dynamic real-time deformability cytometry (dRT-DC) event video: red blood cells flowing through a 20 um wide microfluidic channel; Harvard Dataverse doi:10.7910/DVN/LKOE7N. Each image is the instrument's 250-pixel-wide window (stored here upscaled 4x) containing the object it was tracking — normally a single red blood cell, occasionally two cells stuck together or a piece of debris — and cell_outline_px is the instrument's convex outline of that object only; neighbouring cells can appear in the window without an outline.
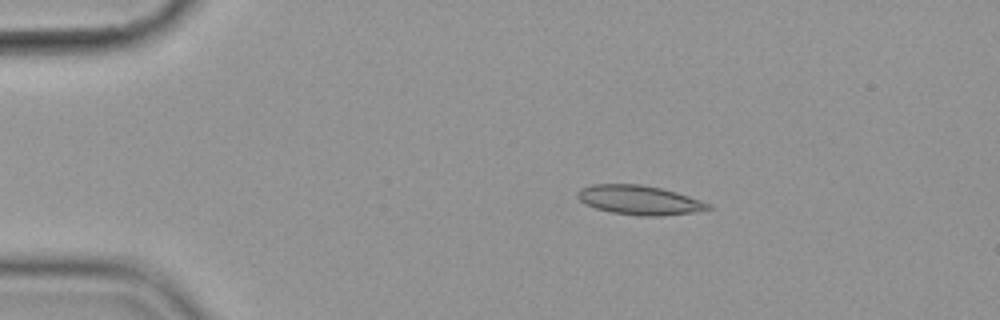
{"species": "common noctule bat (a hibernating species)", "species_latin": "Nyctalus noctula", "temperature_condition": "cold", "stored_images_in_passage": 4, "camera_frame_rate_fps": 3000, "um_per_image_px": 0.085, "animal": {"sex": "female", "body_mass_g": 19.9}, "frame": {"image": 1, "passage_image": 3, "time_ms": 2.333, "image_size_px": [1000, 320], "cell_outline_px": [[716, 208], [692, 212], [664, 216], [636, 216], [612, 212], [596, 208], [584, 204], [576, 196], [576, 192], [580, 188], [592, 184], [640, 184], [660, 188], [676, 192], [712, 204]], "centroid_in_image_um": [54.34, 17.01], "position_along_channel_um": 30.7, "area_um2": 22.48}}